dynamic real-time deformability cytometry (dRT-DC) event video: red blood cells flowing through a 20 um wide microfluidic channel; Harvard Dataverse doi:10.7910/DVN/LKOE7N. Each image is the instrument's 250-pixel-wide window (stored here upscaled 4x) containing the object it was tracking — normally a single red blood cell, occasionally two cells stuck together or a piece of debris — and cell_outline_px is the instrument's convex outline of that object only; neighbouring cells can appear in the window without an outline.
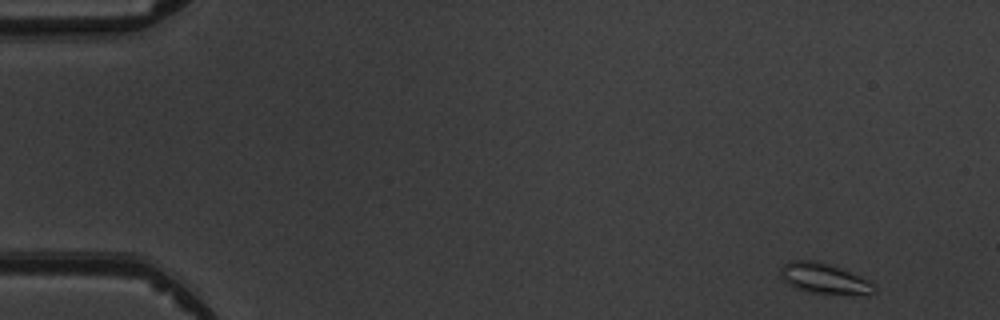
{"species": "common noctule bat (a hibernating species)", "species_latin": "Nyctalus noctula", "temperature_condition": "warm", "stored_images_in_passage": 8, "camera_frame_rate_fps": 3000, "um_per_image_px": 0.085, "animal": {"sex": "male", "body_mass_g": 19.5, "forearm_length_mm": 54.6}, "frame": {"image": 1, "passage_image": 1, "time_ms": 0.0, "image_size_px": [1000, 320], "cell_outline_px": [[876, 292], [868, 296], [864, 296], [812, 292], [796, 288], [784, 280], [780, 276], [780, 268], [784, 264], [792, 260], [816, 260], [840, 268], [872, 280], [876, 284]], "centroid_in_image_um": [70.17, 23.69], "position_along_channel_um": 14.8, "area_um2": 16.99}}
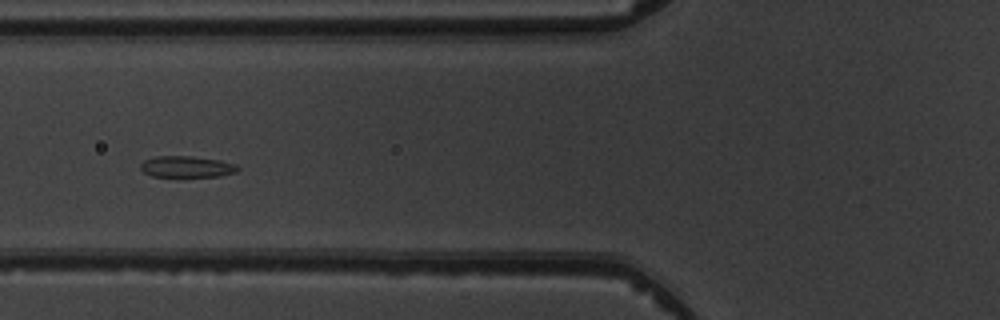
{"frame": {"image": 2, "passage_image": 6, "time_ms": 5.667, "image_size_px": [1000, 320], "cell_outline_px": [[240, 168], [236, 172], [220, 176], [152, 176], [144, 172], [140, 168], [140, 164], [144, 160], [156, 156], [192, 156], [220, 160], [236, 164]], "centroid_in_image_um": [15.88, 14.16], "position_along_channel_um": 109.9, "area_um2": 12.02}}
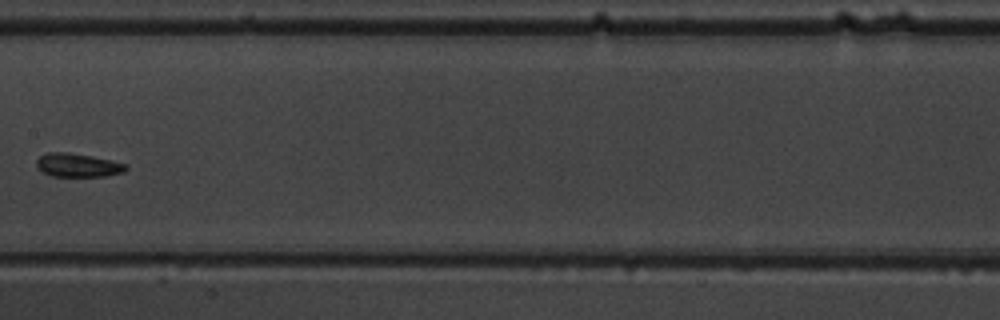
{"frame": {"image": 3, "passage_image": 8, "time_ms": 8.0, "image_size_px": [1000, 320], "cell_outline_px": [[128, 168], [124, 172], [104, 176], [52, 176], [36, 168], [36, 160], [40, 156], [48, 152], [68, 152], [92, 156], [112, 160], [128, 164]], "centroid_in_image_um": [6.62, 14.03], "position_along_channel_um": 200.8, "area_um2": 12.37}}